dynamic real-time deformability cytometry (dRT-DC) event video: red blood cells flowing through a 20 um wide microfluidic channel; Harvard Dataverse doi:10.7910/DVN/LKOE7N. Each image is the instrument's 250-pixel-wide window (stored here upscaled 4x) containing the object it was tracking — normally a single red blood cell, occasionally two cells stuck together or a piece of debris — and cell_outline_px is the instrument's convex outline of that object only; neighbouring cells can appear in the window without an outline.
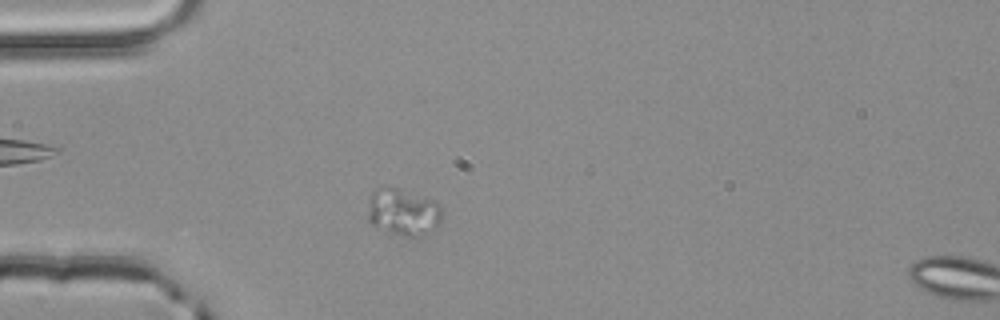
{"species": "common noctule bat (a hibernating species)", "species_latin": "Nyctalus noctula", "temperature_condition": "room temperature", "stored_images_in_passage": 45, "camera_frame_rate_fps": 3000, "um_per_image_px": 0.085, "animal": {"sex": "male", "body_mass_g": 20.4}, "frame": {"image": 1, "passage_image": 7, "time_ms": 2.0, "image_size_px": [1000, 320], "cell_outline_px": [[440, 224], [416, 240], [404, 236], [372, 224], [368, 220], [368, 196], [376, 188], [396, 188], [432, 200], [440, 208]], "centroid_in_image_um": [34.24, 18.05], "position_along_channel_um": 50.8, "area_um2": 19.94}}